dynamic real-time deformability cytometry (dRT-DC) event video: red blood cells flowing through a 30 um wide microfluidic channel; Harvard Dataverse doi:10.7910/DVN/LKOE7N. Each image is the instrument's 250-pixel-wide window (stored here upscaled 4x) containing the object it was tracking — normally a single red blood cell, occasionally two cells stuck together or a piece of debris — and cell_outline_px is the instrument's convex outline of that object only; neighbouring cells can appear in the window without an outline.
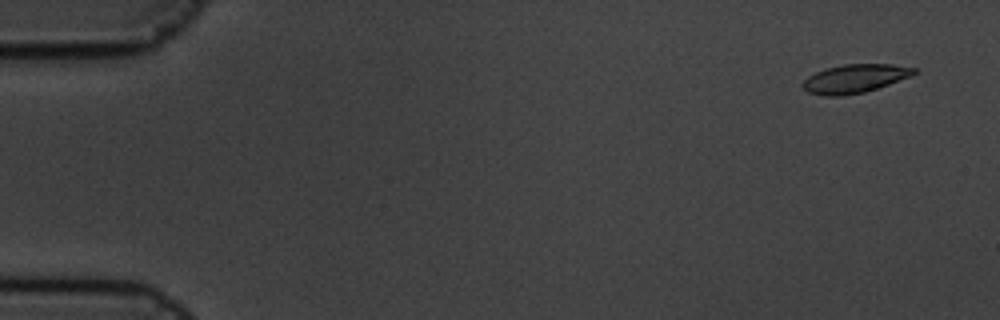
{"species": "common noctule bat (a hibernating species)", "species_latin": "Nyctalus noctula", "temperature_condition": "cold", "stored_images_in_passage": 6, "camera_frame_rate_fps": 3000, "um_per_image_px": 0.085, "animal": {"sex": "male", "body_mass_g": 19.5, "forearm_length_mm": 54.6}, "frame": {"image": 1, "passage_image": 1, "time_ms": 0.0, "image_size_px": [1000, 320], "cell_outline_px": [[916, 72], [912, 76], [864, 92], [844, 96], [824, 96], [808, 92], [800, 84], [808, 76], [816, 72], [828, 68], [844, 64], [892, 64], [916, 68]], "centroid_in_image_um": [72.64, 6.68], "position_along_channel_um": 12.4, "area_um2": 18.44}}
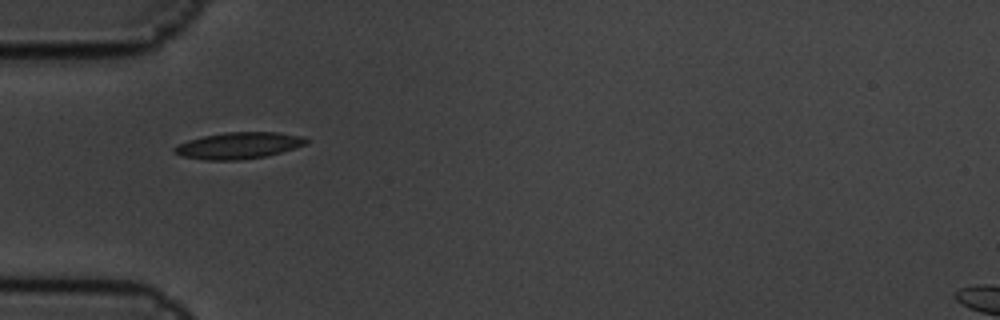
{"frame": {"image": 2, "passage_image": 5, "time_ms": 1.333, "image_size_px": [1000, 320], "cell_outline_px": [[308, 144], [268, 156], [240, 160], [204, 160], [180, 156], [172, 152], [172, 148], [176, 144], [188, 140], [204, 136], [224, 132], [280, 132], [304, 136], [308, 140]], "centroid_in_image_um": [20.27, 12.37], "position_along_channel_um": 64.7, "area_um2": 20.75}}
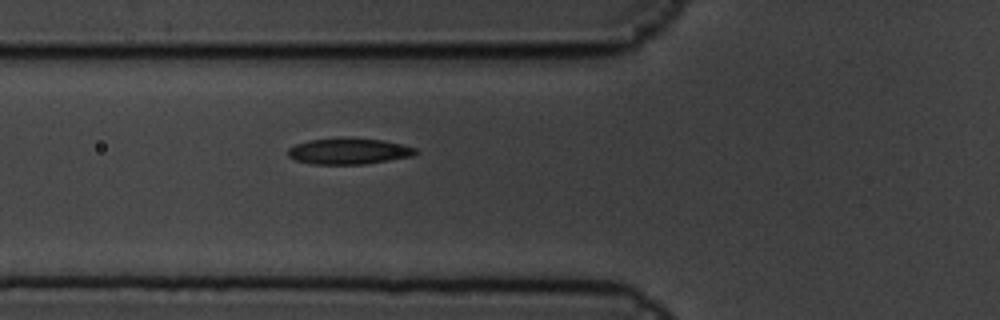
{"frame": {"image": 3, "passage_image": 6, "time_ms": 1.667, "image_size_px": [1000, 320], "cell_outline_px": [[420, 152], [412, 156], [364, 164], [312, 164], [296, 160], [288, 156], [288, 148], [296, 144], [308, 140], [348, 136], [384, 140], [416, 148]], "centroid_in_image_um": [29.64, 12.83], "position_along_channel_um": 96.2, "area_um2": 19.71}}